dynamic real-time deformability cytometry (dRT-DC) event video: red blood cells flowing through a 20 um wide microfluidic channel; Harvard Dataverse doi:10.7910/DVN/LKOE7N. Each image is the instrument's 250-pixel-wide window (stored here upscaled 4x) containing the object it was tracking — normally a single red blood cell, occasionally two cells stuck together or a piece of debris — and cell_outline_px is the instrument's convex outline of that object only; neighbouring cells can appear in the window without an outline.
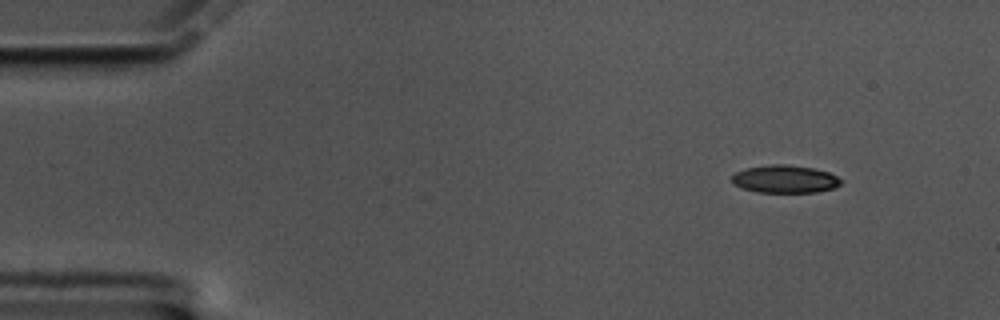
{"species": "common noctule bat (a hibernating species)", "species_latin": "Nyctalus noctula", "temperature_condition": "cold", "stored_images_in_passage": 54, "camera_frame_rate_fps": 3000, "um_per_image_px": 0.085, "animal": {"sex": "male", "body_mass_g": 17.5, "forearm_length_mm": 52.3}, "frame": {"image": 1, "passage_image": 1, "time_ms": 0.0, "image_size_px": [1000, 320], "cell_outline_px": [[844, 180], [840, 184], [832, 188], [816, 192], [756, 192], [744, 188], [736, 184], [732, 180], [732, 176], [736, 172], [748, 168], [772, 164], [784, 164], [812, 168], [828, 172]], "centroid_in_image_um": [66.75, 15.22], "position_along_channel_um": 18.3, "area_um2": 17.34}}
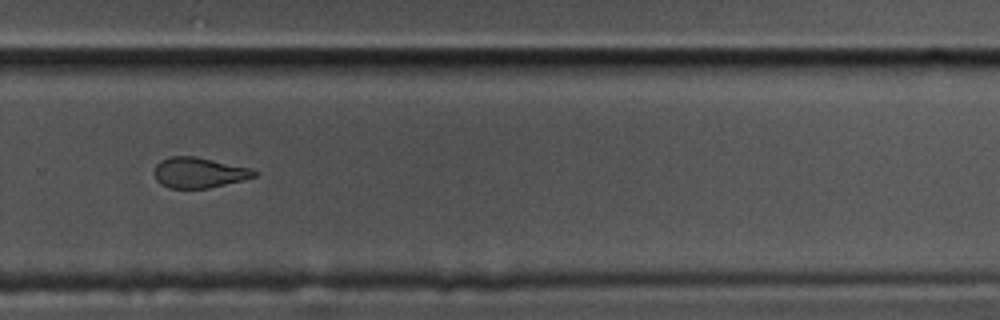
{"frame": {"image": 2, "passage_image": 35, "time_ms": 11.333, "image_size_px": [1000, 320], "cell_outline_px": [[256, 176], [244, 180], [208, 188], [168, 188], [160, 184], [156, 180], [152, 172], [156, 164], [160, 160], [172, 156], [196, 156], [252, 168], [256, 172]], "centroid_in_image_um": [16.88, 14.67], "position_along_channel_um": 312.9, "area_um2": 17.98}}
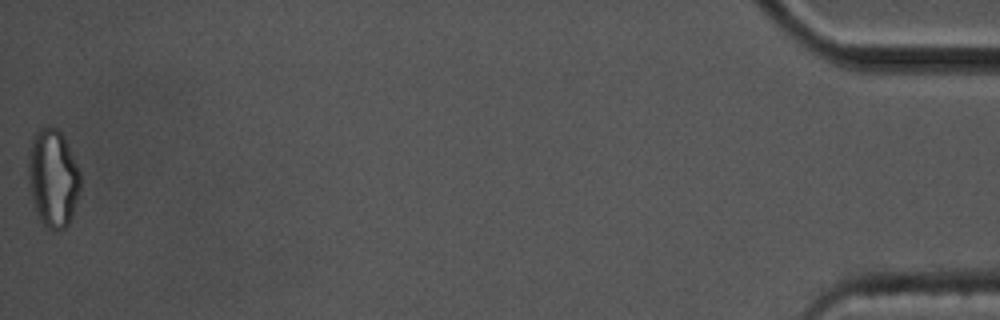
{"frame": {"image": 3, "passage_image": 54, "time_ms": 17.667, "image_size_px": [1000, 320], "cell_outline_px": [[80, 192], [72, 216], [68, 224], [64, 228], [56, 232], [44, 228], [40, 220], [32, 196], [28, 180], [28, 152], [32, 136], [40, 128], [56, 128], [64, 136], [80, 172]], "centroid_in_image_um": [4.5, 15.16], "position_along_channel_um": 430.7, "area_um2": 29.82}, "authors_computed_cell_mechanics": {"area_um2": 19.0162, "velocity_mm_per_s": 3.3964, "shape_relaxation_time_tau1_ms": 5.4194, "shape_relaxation_time_tau2_ms": 2.9659, "deformation_change_tau1": 0.1436, "deformation_change_tau2": 0.0987}}